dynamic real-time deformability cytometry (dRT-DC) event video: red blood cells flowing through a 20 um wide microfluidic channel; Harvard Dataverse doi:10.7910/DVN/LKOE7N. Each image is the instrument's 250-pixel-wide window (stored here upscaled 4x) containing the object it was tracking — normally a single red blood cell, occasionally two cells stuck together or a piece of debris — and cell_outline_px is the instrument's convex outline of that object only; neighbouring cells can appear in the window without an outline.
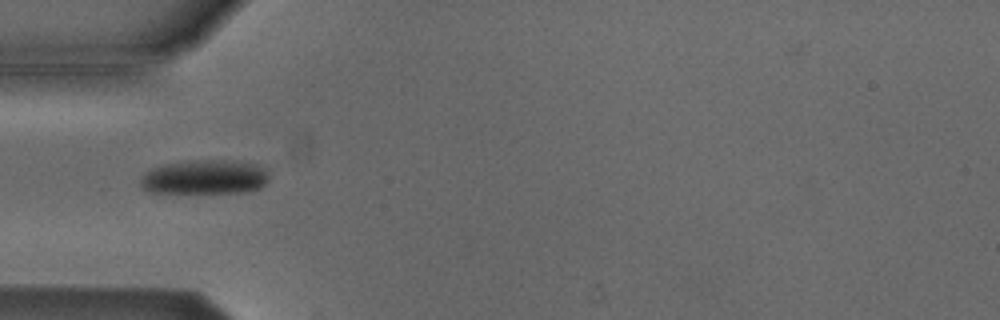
{"species": "Egyptian fruit bat (a non-hibernating species)", "species_latin": "Rousettus aegyptiacus", "temperature_condition": "cold", "stored_images_in_passage": 17, "camera_frame_rate_fps": 3000, "um_per_image_px": 0.085, "animal": {"sex": "male"}, "frame": {"image": 1, "passage_image": 16, "time_ms": 5.0, "image_size_px": [1000, 320], "cell_outline_px": [[268, 180], [260, 188], [244, 192], [148, 192], [140, 184], [140, 180], [148, 172], [156, 168], [168, 164], [196, 160], [224, 160], [256, 164], [268, 168]], "centroid_in_image_um": [17.49, 15.05], "position_along_channel_um": 67.5, "area_um2": 25.26}}